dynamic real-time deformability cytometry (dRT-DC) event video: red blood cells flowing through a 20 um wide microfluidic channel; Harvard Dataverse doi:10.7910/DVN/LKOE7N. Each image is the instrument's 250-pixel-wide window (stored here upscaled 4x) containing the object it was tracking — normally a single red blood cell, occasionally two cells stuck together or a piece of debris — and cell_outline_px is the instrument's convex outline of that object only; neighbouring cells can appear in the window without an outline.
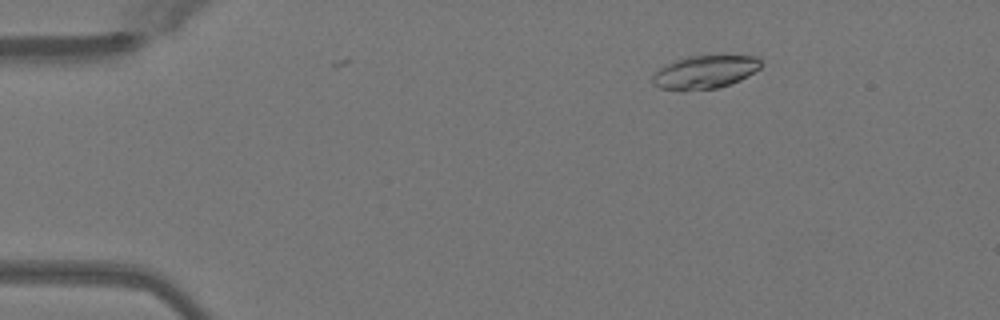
{"species": "Egyptian fruit bat (a non-hibernating species)", "species_latin": "Rousettus aegyptiacus", "temperature_condition": "warm", "stored_images_in_passage": 7, "camera_frame_rate_fps": 3000, "um_per_image_px": 0.085, "animal": {"sex": "female"}, "frame": {"image": 1, "passage_image": 6, "time_ms": 1.667, "image_size_px": [1000, 320], "cell_outline_px": [[760, 68], [740, 80], [720, 88], [684, 92], [660, 88], [652, 84], [652, 76], [660, 68], [676, 60], [688, 56], [756, 56], [760, 60]], "centroid_in_image_um": [59.88, 6.16], "position_along_channel_um": 25.1, "area_um2": 21.04}}